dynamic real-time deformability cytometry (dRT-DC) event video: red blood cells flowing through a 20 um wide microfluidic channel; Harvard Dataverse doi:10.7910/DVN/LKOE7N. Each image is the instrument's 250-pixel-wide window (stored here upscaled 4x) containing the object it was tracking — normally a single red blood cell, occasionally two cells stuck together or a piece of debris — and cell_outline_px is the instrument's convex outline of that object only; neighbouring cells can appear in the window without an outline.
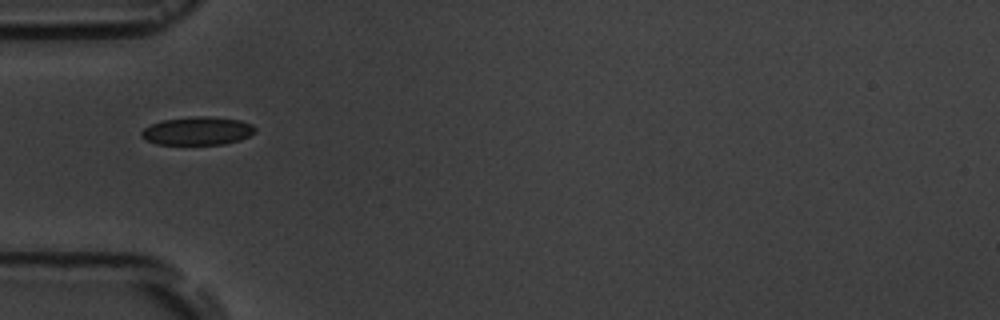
{"species": "common noctule bat (a hibernating species)", "species_latin": "Nyctalus noctula", "temperature_condition": "room temperature", "stored_images_in_passage": 11, "camera_frame_rate_fps": 3000, "um_per_image_px": 0.085, "animal": {"sex": "male", "body_mass_g": 19.5, "forearm_length_mm": 54.6}, "frame": {"image": 1, "passage_image": 1, "time_ms": 0.0, "image_size_px": [1000, 320], "cell_outline_px": [[256, 132], [240, 140], [224, 144], [156, 144], [144, 140], [140, 136], [140, 132], [144, 128], [152, 124], [164, 120], [196, 116], [212, 116], [240, 120], [252, 124], [256, 128]], "centroid_in_image_um": [16.79, 11.13], "position_along_channel_um": 68.2, "area_um2": 18.79}}
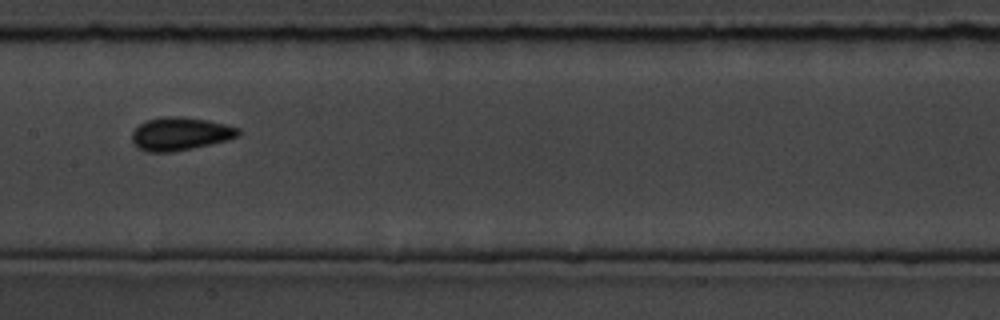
{"frame": {"image": 2, "passage_image": 4, "time_ms": 3.333, "image_size_px": [1000, 320], "cell_outline_px": [[240, 136], [228, 140], [192, 148], [172, 152], [148, 152], [136, 148], [132, 140], [132, 132], [144, 120], [164, 116], [180, 116], [208, 120], [240, 128]], "centroid_in_image_um": [15.31, 11.37], "position_along_channel_um": 192.1, "area_um2": 20.69}}
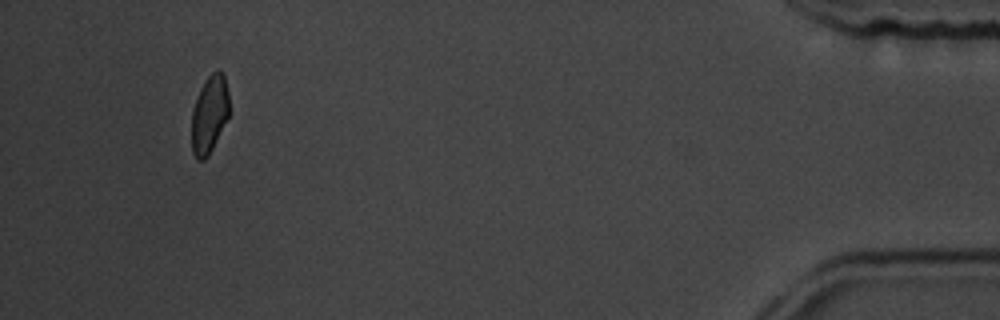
{"frame": {"image": 3, "passage_image": 11, "time_ms": 11.333, "image_size_px": [1000, 320], "cell_outline_px": [[228, 116], [208, 156], [204, 160], [196, 160], [192, 152], [192, 112], [200, 88], [208, 76], [216, 68], [220, 68], [224, 76], [228, 92]], "centroid_in_image_um": [17.79, 9.7], "position_along_channel_um": 417.4, "area_um2": 16.82}, "authors_computed_cell_mechanics": {"area_um2": 18.9006, "velocity_mm_per_s": 3.71, "shape_relaxation_time_tau1_ms": 2.8245, "shape_relaxation_time_tau2_ms": null, "deformation_change_tau1": 0.0815, "deformation_change_tau2": null}}